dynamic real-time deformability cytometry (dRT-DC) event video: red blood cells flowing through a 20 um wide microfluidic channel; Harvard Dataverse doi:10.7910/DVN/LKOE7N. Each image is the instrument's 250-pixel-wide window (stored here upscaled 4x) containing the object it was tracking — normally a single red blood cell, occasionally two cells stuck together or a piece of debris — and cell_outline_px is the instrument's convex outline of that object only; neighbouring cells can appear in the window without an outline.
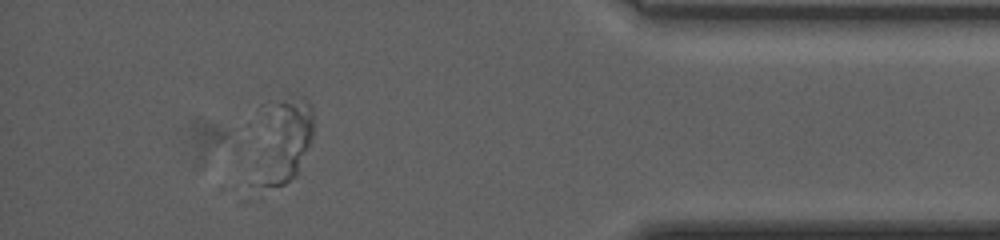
{"species": "human", "species_latin": "Homo sapiens", "temperature_condition": "warm", "stored_images_in_passage": 50, "segment_of_instrument_passage": [2, 2], "camera_frame_rate_fps": 3000, "um_per_image_px": 0.085, "donor": {"sex": "female"}, "frame": {"image": 1, "passage_image": 50, "time_ms": 16.333, "image_size_px": [1000, 240], "cell_outline_px": [[312, 140], [296, 176], [284, 184], [268, 188], [260, 184], [280, 104], [300, 96], [304, 96], [308, 100], [312, 108]], "centroid_in_image_um": [24.52, 12.09], "position_along_channel_um": 410.7, "area_um2": 22.25}}